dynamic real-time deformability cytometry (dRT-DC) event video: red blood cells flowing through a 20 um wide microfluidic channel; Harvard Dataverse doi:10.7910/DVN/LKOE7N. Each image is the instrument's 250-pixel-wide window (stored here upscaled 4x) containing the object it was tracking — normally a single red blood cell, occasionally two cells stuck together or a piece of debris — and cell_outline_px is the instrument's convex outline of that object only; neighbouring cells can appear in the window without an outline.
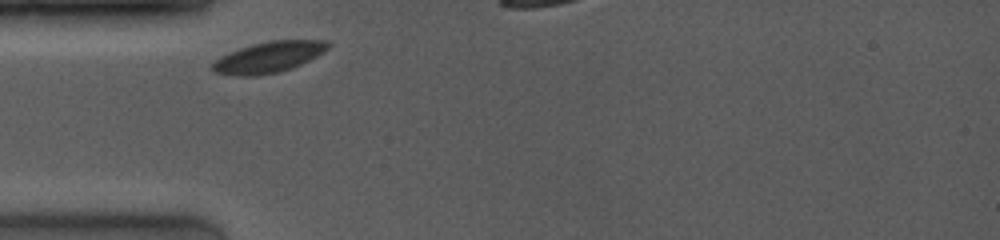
{"species": "common noctule bat (a hibernating species)", "species_latin": "Nyctalus noctula", "temperature_condition": "room temperature", "stored_images_in_passage": 15, "camera_frame_rate_fps": 4000, "um_per_image_px": 0.085, "animal": {"sex": "female", "body_mass_g": 19.0, "forearm_length_mm": 53.3}, "frame": {"image": 1, "passage_image": 1, "time_ms": 0.0, "image_size_px": [1000, 240], "cell_outline_px": [[328, 48], [324, 52], [292, 68], [280, 72], [256, 76], [236, 76], [216, 72], [212, 68], [212, 64], [220, 56], [240, 48], [252, 44], [268, 40], [328, 40]], "centroid_in_image_um": [22.83, 4.86], "position_along_channel_um": 62.2, "area_um2": 20.75}}
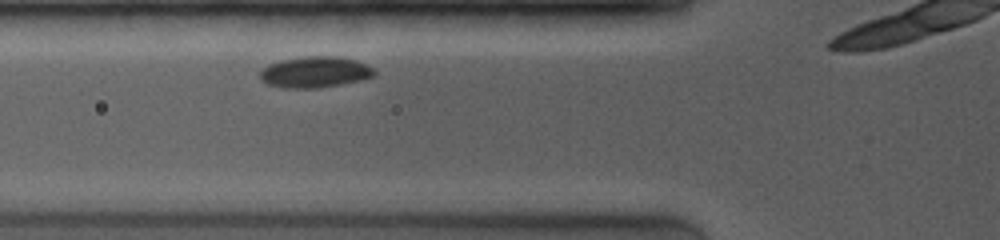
{"frame": {"image": 2, "passage_image": 6, "time_ms": 1.0, "image_size_px": [1000, 240], "cell_outline_px": [[376, 76], [360, 80], [340, 84], [316, 88], [284, 88], [268, 84], [260, 80], [260, 68], [268, 64], [280, 60], [300, 56], [340, 56], [356, 60], [372, 68], [376, 72]], "centroid_in_image_um": [26.73, 6.11], "position_along_channel_um": 99.1, "area_um2": 20.92}}
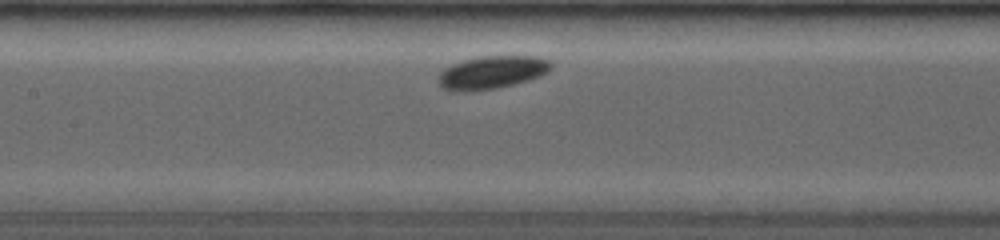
{"frame": {"image": 3, "passage_image": 13, "time_ms": 2.75, "image_size_px": [1000, 240], "cell_outline_px": [[552, 68], [548, 72], [540, 76], [528, 80], [496, 88], [468, 92], [456, 92], [444, 88], [436, 80], [440, 72], [444, 68], [452, 64], [464, 60], [480, 56], [536, 56], [548, 60], [552, 64]], "centroid_in_image_um": [41.79, 6.15], "position_along_channel_um": 165.6, "area_um2": 21.73}}